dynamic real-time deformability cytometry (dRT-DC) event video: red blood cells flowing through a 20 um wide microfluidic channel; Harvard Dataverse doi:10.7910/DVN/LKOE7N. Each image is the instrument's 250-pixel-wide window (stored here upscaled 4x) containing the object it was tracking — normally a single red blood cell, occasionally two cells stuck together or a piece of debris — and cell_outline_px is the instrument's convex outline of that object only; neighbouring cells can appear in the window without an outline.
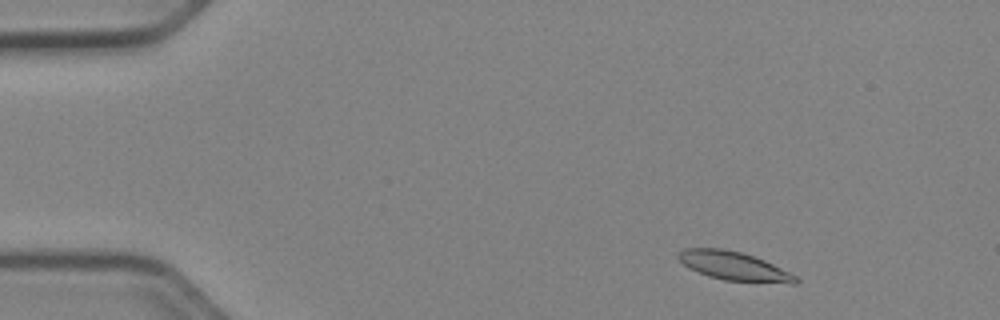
{"species": "Egyptian fruit bat (a non-hibernating species)", "species_latin": "Rousettus aegyptiacus", "temperature_condition": "cold", "stored_images_in_passage": 49, "camera_frame_rate_fps": 3000, "um_per_image_px": 0.085, "animal": {"sex": "female"}, "frame": {"image": 1, "passage_image": 4, "time_ms": 1.0, "image_size_px": [1000, 320], "cell_outline_px": [[800, 280], [796, 284], [792, 284], [724, 280], [708, 276], [684, 264], [676, 256], [684, 248], [724, 248], [740, 252], [764, 260], [796, 276]], "centroid_in_image_um": [62.41, 22.62], "position_along_channel_um": 22.6, "area_um2": 19.36}}
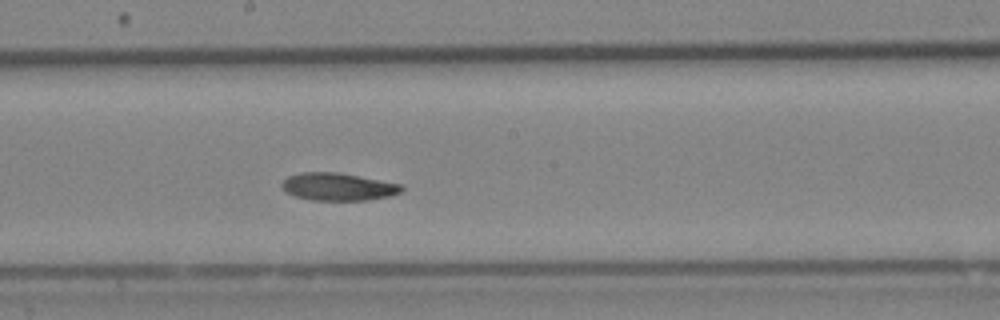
{"frame": {"image": 2, "passage_image": 26, "time_ms": 8.333, "image_size_px": [1000, 320], "cell_outline_px": [[404, 188], [400, 192], [392, 196], [368, 200], [312, 200], [296, 196], [288, 192], [280, 184], [288, 176], [304, 172], [340, 172], [400, 184]], "centroid_in_image_um": [28.77, 15.87], "position_along_channel_um": 219.4, "area_um2": 19.13}}
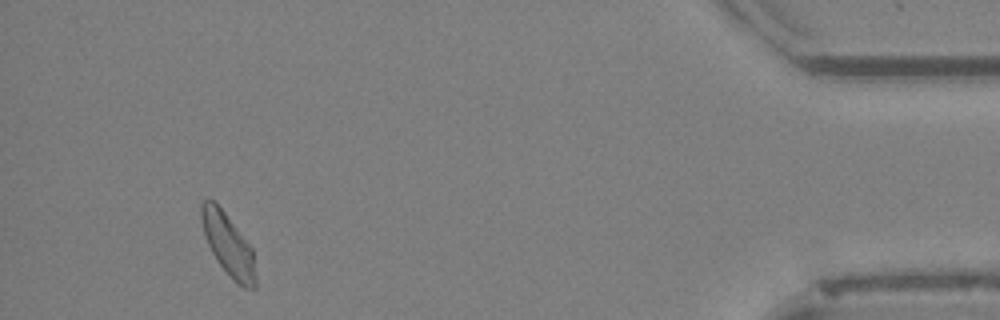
{"frame": {"image": 3, "passage_image": 46, "time_ms": 15.0, "image_size_px": [1000, 320], "cell_outline_px": [[256, 288], [244, 288], [220, 264], [212, 252], [204, 236], [200, 220], [200, 204], [204, 200], [212, 200], [224, 212], [252, 248], [256, 276]], "centroid_in_image_um": [19.38, 20.77], "position_along_channel_um": 415.8, "area_um2": 19.07}, "authors_computed_cell_mechanics": {"area_um2": 19.7098, "velocity_mm_per_s": 3.9135, "shape_relaxation_time_tau1_ms": 4.2181, "shape_relaxation_time_tau2_ms": null, "deformation_change_tau1": 0.1216, "deformation_change_tau2": null}}